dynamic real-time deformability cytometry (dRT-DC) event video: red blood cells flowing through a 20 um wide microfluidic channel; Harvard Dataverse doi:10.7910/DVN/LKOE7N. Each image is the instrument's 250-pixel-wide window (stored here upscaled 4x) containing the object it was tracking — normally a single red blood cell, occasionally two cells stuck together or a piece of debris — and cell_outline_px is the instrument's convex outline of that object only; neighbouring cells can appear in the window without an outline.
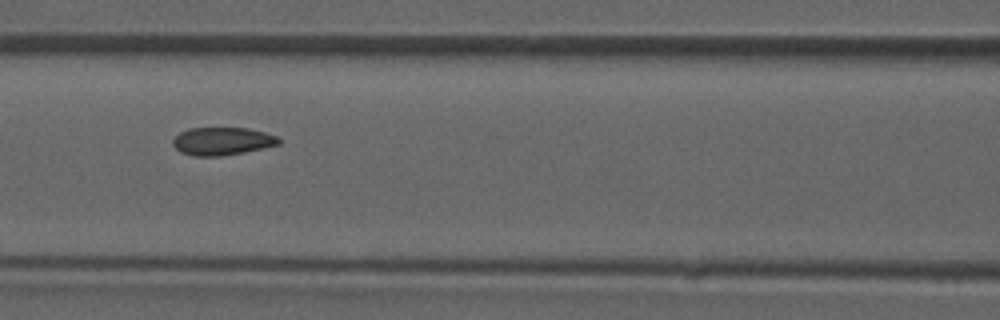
{"species": "common noctule bat (a hibernating species)", "species_latin": "Nyctalus noctula", "temperature_condition": "room temperature", "stored_images_in_passage": 48, "camera_frame_rate_fps": 3000, "um_per_image_px": 0.085, "animal": {"sex": "male", "forearm_length_mm": 52.5}, "frame": {"image": 1, "passage_image": 21, "time_ms": 6.667, "image_size_px": [1000, 320], "cell_outline_px": [[280, 144], [244, 152], [220, 156], [192, 156], [180, 152], [172, 144], [172, 140], [180, 132], [188, 128], [248, 128], [264, 132], [276, 136], [280, 140]], "centroid_in_image_um": [18.86, 12.0], "position_along_channel_um": 147.7, "area_um2": 17.17}}